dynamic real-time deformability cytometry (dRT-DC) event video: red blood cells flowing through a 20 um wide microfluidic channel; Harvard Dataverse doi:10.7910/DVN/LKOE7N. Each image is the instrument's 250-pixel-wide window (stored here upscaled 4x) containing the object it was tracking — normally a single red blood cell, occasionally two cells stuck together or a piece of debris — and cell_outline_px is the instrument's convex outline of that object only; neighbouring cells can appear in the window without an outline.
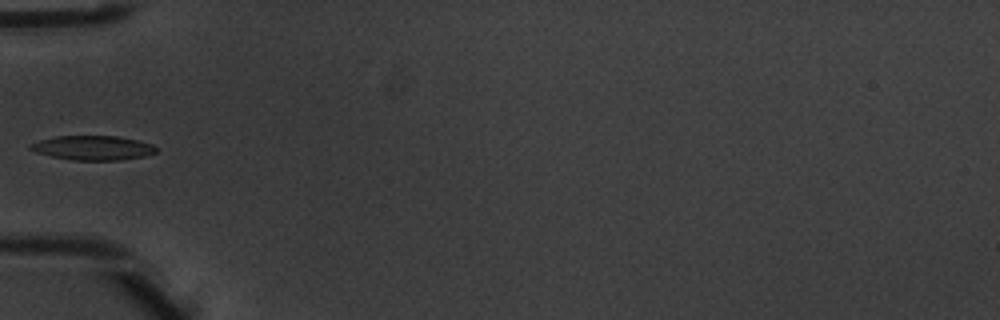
{"species": "common noctule bat (a hibernating species)", "species_latin": "Nyctalus noctula", "temperature_condition": "warm", "stored_images_in_passage": 6, "camera_frame_rate_fps": 3000, "um_per_image_px": 0.085, "animal": {"sex": "male", "body_mass_g": 20.1, "forearm_length_mm": 53.5}, "frame": {"image": 1, "passage_image": 5, "time_ms": 1.333, "image_size_px": [1000, 320], "cell_outline_px": [[156, 152], [144, 156], [120, 160], [72, 160], [52, 156], [36, 152], [28, 148], [28, 144], [40, 140], [56, 136], [116, 136], [136, 140], [152, 144], [156, 148]], "centroid_in_image_um": [7.86, 12.56], "position_along_channel_um": 77.1, "area_um2": 17.74}}